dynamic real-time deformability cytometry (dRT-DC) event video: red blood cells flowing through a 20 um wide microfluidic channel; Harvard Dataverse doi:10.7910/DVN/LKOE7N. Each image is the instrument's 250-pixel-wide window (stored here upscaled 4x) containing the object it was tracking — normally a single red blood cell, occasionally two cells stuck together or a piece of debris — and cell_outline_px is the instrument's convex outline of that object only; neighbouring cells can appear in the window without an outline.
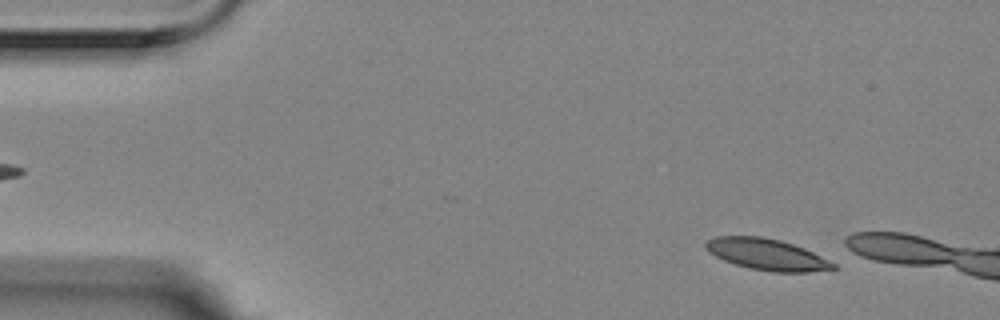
{"species": "Egyptian fruit bat (a non-hibernating species)", "species_latin": "Rousettus aegyptiacus", "temperature_condition": "room temperature", "stored_images_in_passage": 14, "camera_frame_rate_fps": 3000, "um_per_image_px": 0.085, "animal": {"sex": "female"}, "frame": {"image": 1, "passage_image": 5, "time_ms": 1.333, "image_size_px": [1000, 320], "cell_outline_px": [[836, 268], [808, 272], [772, 272], [748, 268], [724, 260], [708, 252], [704, 248], [704, 244], [708, 240], [716, 236], [760, 236], [780, 240], [804, 248], [836, 264]], "centroid_in_image_um": [65.14, 21.62], "position_along_channel_um": 19.9, "area_um2": 23.12}}